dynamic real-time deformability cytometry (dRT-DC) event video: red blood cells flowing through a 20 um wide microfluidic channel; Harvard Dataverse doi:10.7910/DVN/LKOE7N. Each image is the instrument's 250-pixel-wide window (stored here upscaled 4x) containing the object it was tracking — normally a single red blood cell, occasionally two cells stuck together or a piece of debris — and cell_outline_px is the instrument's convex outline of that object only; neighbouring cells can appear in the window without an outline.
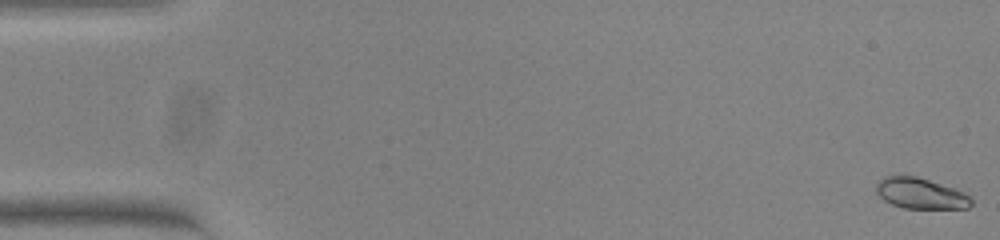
{"species": "common noctule bat (a hibernating species)", "species_latin": "Nyctalus noctula", "temperature_condition": "warm", "stored_images_in_passage": 54, "camera_frame_rate_fps": 3000, "um_per_image_px": 0.085, "animal": {"sex": "female", "body_mass_g": 23.0, "forearm_length_mm": 53.4}, "frame": {"image": 1, "passage_image": 1, "time_ms": 0.0, "image_size_px": [1000, 240], "cell_outline_px": [[972, 204], [968, 208], [904, 208], [892, 204], [884, 200], [876, 192], [876, 184], [884, 176], [916, 176], [964, 192], [972, 196]], "centroid_in_image_um": [78.26, 16.45], "position_along_channel_um": 6.7, "area_um2": 16.88}}
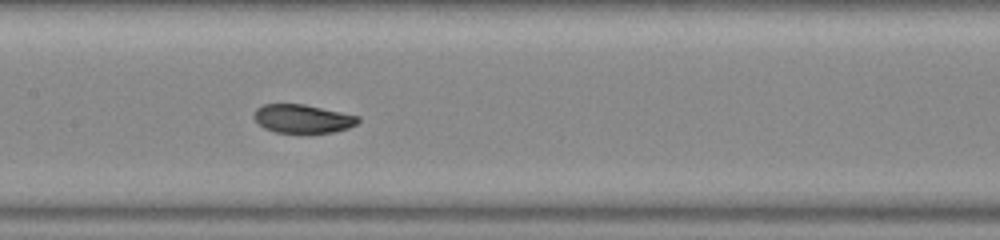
{"frame": {"image": 2, "passage_image": 27, "time_ms": 8.667, "image_size_px": [1000, 240], "cell_outline_px": [[360, 120], [356, 124], [348, 128], [332, 132], [276, 132], [264, 128], [252, 116], [256, 108], [264, 104], [304, 104], [360, 116]], "centroid_in_image_um": [25.72, 10.08], "position_along_channel_um": 181.7, "area_um2": 17.17}}
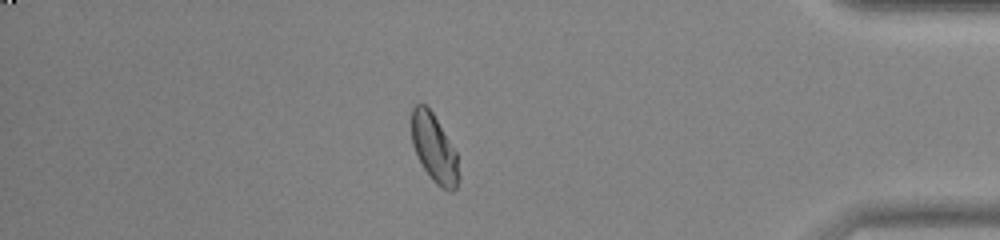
{"frame": {"image": 3, "passage_image": 47, "time_ms": 15.333, "image_size_px": [1000, 240], "cell_outline_px": [[460, 176], [456, 188], [452, 192], [448, 192], [436, 184], [432, 180], [424, 168], [412, 144], [412, 108], [416, 104], [424, 104], [432, 112], [456, 152]], "centroid_in_image_um": [36.92, 12.65], "position_along_channel_um": 398.3, "area_um2": 18.5}, "authors_computed_cell_mechanics": {"area_um2": 18.1781, "velocity_mm_per_s": 3.8097, "shape_relaxation_time_tau1_ms": 4.675, "shape_relaxation_time_tau2_ms": null, "deformation_change_tau1": 0.1401, "deformation_change_tau2": null}}